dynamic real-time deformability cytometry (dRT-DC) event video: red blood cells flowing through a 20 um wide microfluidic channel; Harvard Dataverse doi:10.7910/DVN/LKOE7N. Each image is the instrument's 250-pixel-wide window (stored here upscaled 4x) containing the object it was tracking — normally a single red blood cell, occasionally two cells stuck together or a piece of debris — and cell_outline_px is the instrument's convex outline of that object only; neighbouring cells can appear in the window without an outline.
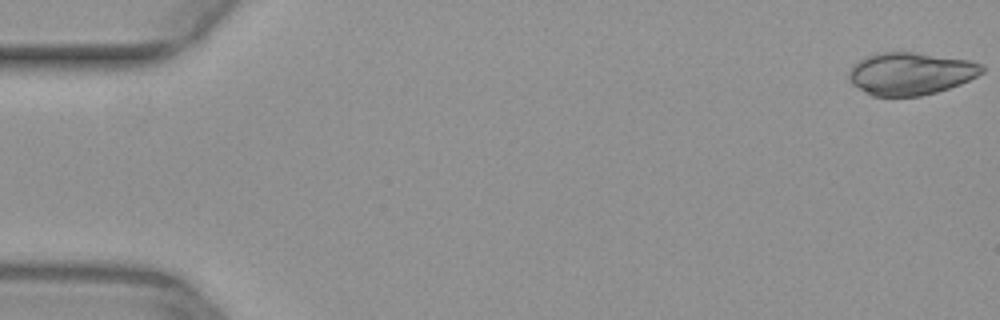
{"species": "common noctule bat (a hibernating species)", "species_latin": "Nyctalus noctula", "temperature_condition": "warm", "stored_images_in_passage": 16, "camera_frame_rate_fps": 3000, "um_per_image_px": 0.085, "animal": {"sex": "female", "body_mass_g": 29.2, "forearm_length_mm": 56.3}, "frame": {"image": 1, "passage_image": 1, "time_ms": 0.0, "image_size_px": [1000, 320], "cell_outline_px": [[984, 72], [960, 84], [936, 92], [920, 96], [872, 96], [864, 92], [852, 84], [848, 76], [848, 72], [860, 60], [868, 56], [880, 52], [916, 52], [968, 60], [980, 64], [984, 68]], "centroid_in_image_um": [77.39, 6.26], "position_along_channel_um": 7.6, "area_um2": 32.71}}
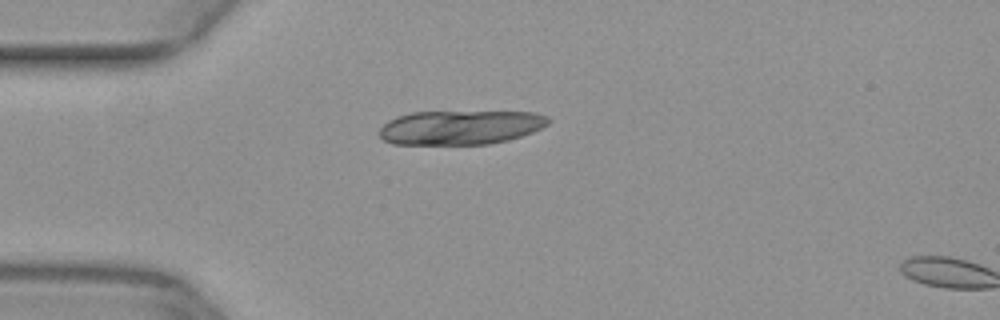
{"frame": {"image": 2, "passage_image": 14, "time_ms": 4.333, "image_size_px": [1000, 320], "cell_outline_px": [[552, 120], [548, 124], [532, 132], [508, 140], [488, 144], [392, 144], [384, 140], [380, 136], [380, 128], [388, 120], [396, 116], [412, 112], [536, 112], [548, 116]], "centroid_in_image_um": [39.14, 10.82], "position_along_channel_um": 45.9, "area_um2": 33.7}}